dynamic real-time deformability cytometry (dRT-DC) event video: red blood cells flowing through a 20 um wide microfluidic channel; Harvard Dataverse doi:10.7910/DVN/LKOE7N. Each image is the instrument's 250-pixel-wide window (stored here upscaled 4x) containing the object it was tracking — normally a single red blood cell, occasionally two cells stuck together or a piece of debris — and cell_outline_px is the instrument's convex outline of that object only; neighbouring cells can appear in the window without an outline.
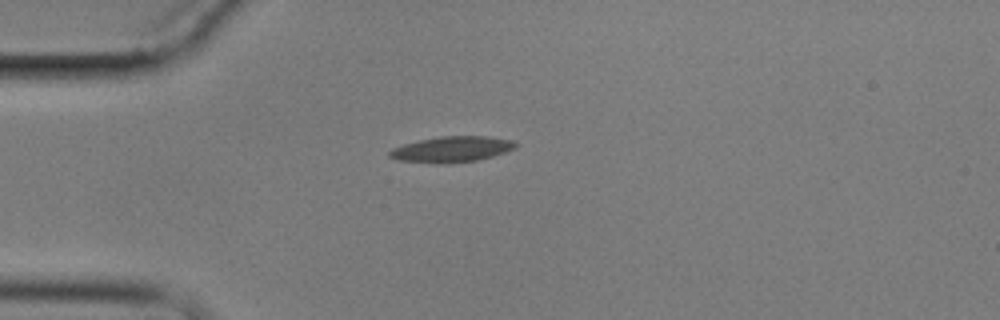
{"species": "common noctule bat (a hibernating species)", "species_latin": "Nyctalus noctula", "temperature_condition": "cold", "stored_images_in_passage": 11, "camera_frame_rate_fps": 3000, "um_per_image_px": 0.085, "animal": {"sex": "male", "body_mass_g": 17.9}, "frame": {"image": 1, "passage_image": 1, "time_ms": 0.0, "image_size_px": [1000, 320], "cell_outline_px": [[516, 148], [492, 156], [476, 160], [396, 160], [388, 156], [388, 152], [392, 148], [404, 144], [420, 140], [440, 136], [484, 136], [512, 140], [516, 144]], "centroid_in_image_um": [38.42, 12.62], "position_along_channel_um": 46.6, "area_um2": 17.63}}
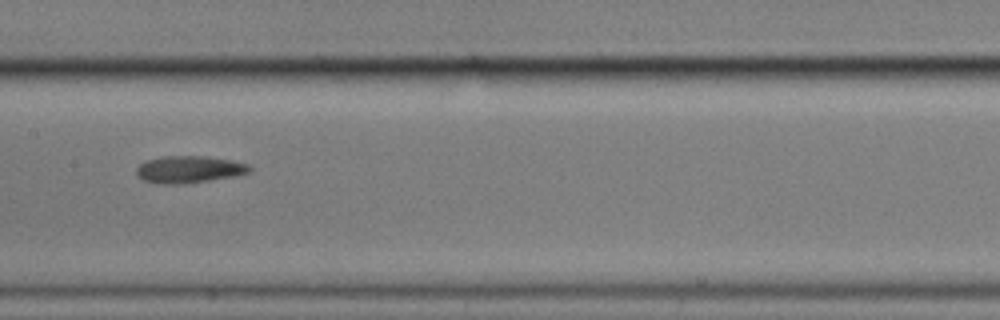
{"frame": {"image": 2, "passage_image": 5, "time_ms": 4.667, "image_size_px": [1000, 320], "cell_outline_px": [[252, 172], [240, 176], [184, 184], [160, 184], [144, 180], [136, 172], [136, 168], [140, 164], [148, 160], [164, 156], [204, 156], [232, 160], [248, 164], [252, 168]], "centroid_in_image_um": [16.15, 14.41], "position_along_channel_um": 191.2, "area_um2": 18.03}}
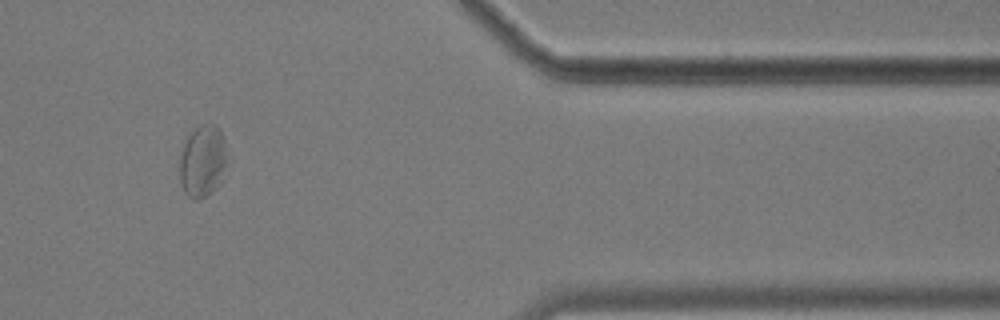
{"frame": {"image": 3, "passage_image": 10, "time_ms": 11.333, "image_size_px": [1000, 320], "cell_outline_px": [[232, 164], [216, 188], [212, 192], [196, 200], [192, 200], [184, 192], [180, 184], [180, 156], [184, 144], [188, 136], [200, 124], [212, 124], [220, 128], [224, 136], [232, 160]], "centroid_in_image_um": [17.33, 13.7], "position_along_channel_um": 394.1, "area_um2": 20.98}, "authors_computed_cell_mechanics": {"area_um2": 18.0336, "velocity_mm_per_s": 3.4267, "shape_relaxation_time_tau1_ms": 4.2868, "shape_relaxation_time_tau2_ms": null, "deformation_change_tau1": 0.0783, "deformation_change_tau2": null}}